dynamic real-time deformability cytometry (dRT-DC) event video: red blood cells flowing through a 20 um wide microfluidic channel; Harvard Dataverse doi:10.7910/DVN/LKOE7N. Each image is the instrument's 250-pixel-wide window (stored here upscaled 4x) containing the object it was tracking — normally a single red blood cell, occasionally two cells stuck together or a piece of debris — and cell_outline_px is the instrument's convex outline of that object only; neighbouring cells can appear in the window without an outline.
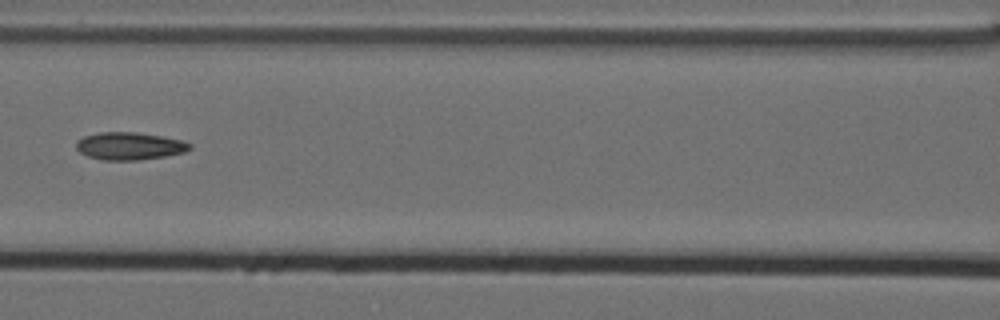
{"species": "Egyptian fruit bat (a non-hibernating species)", "species_latin": "Rousettus aegyptiacus", "temperature_condition": "cold", "stored_images_in_passage": 10, "camera_frame_rate_fps": 3000, "um_per_image_px": 0.085, "animal": {"sex": "female"}, "frame": {"image": 1, "passage_image": 6, "time_ms": 1.667, "image_size_px": [1000, 320], "cell_outline_px": [[192, 148], [184, 152], [164, 156], [136, 160], [100, 160], [88, 156], [80, 152], [76, 148], [76, 140], [84, 136], [100, 132], [136, 132], [184, 140], [192, 144]], "centroid_in_image_um": [11.0, 12.41], "position_along_channel_um": 155.6, "area_um2": 18.26}}
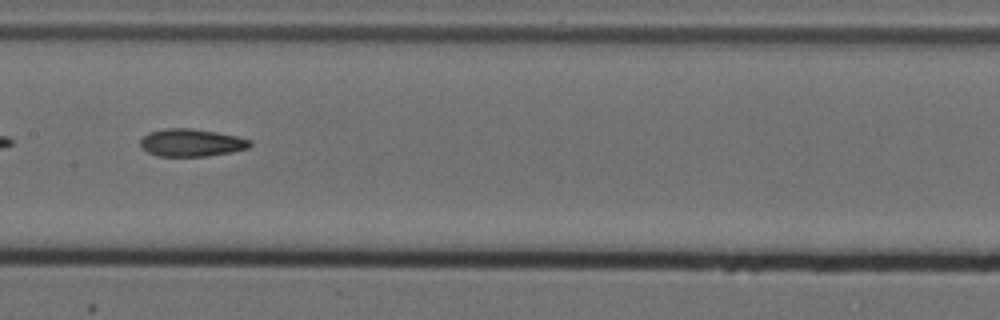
{"frame": {"image": 2, "passage_image": 7, "time_ms": 2.0, "image_size_px": [1000, 320], "cell_outline_px": [[252, 144], [248, 148], [232, 152], [204, 156], [156, 156], [140, 148], [140, 140], [148, 132], [168, 128], [192, 128], [216, 132], [236, 136], [252, 140]], "centroid_in_image_um": [16.25, 12.13], "position_along_channel_um": 191.1, "area_um2": 17.69}}
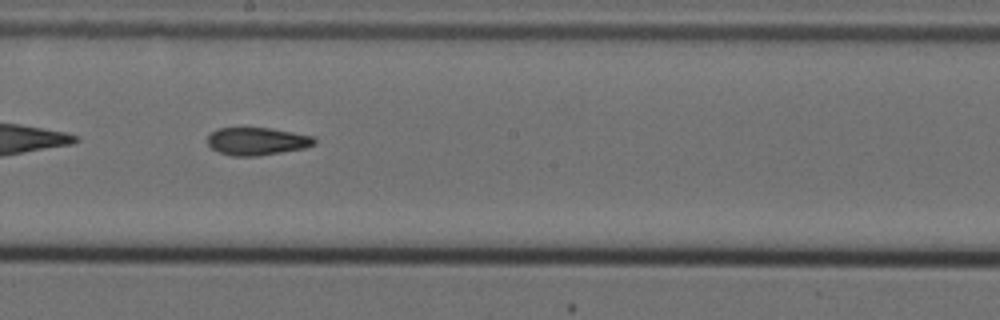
{"frame": {"image": 3, "passage_image": 8, "time_ms": 2.333, "image_size_px": [1000, 320], "cell_outline_px": [[316, 144], [304, 148], [256, 156], [232, 156], [220, 152], [212, 148], [208, 144], [208, 136], [216, 128], [268, 128], [316, 136]], "centroid_in_image_um": [21.87, 12.0], "position_along_channel_um": 226.3, "area_um2": 17.17}}